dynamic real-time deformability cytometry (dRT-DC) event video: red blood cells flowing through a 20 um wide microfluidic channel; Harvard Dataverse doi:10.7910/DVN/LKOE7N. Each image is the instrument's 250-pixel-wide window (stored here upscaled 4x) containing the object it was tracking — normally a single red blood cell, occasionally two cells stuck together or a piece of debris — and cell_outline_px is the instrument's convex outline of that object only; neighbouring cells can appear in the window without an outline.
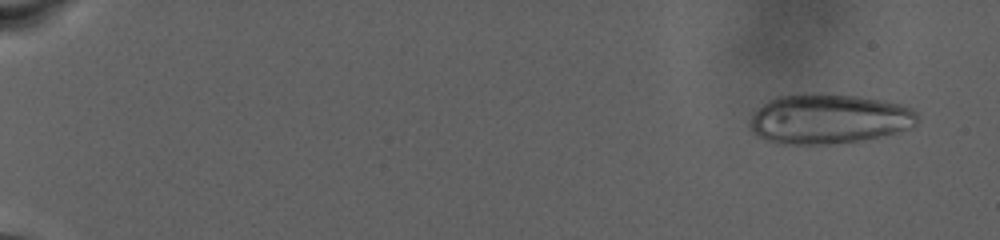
{"species": "human", "species_latin": "Homo sapiens", "temperature_condition": "warm", "stored_images_in_passage": 86, "camera_frame_rate_fps": 3000, "um_per_image_px": 0.085, "donor": {"sex": "male"}, "frame": {"image": 1, "passage_image": 6, "time_ms": 1.667, "image_size_px": [1000, 240], "cell_outline_px": [[920, 120], [912, 128], [864, 140], [840, 144], [776, 144], [764, 140], [752, 132], [752, 116], [768, 100], [776, 96], [860, 96], [884, 100], [900, 104], [912, 108], [916, 112]], "centroid_in_image_um": [70.51, 10.16], "position_along_channel_um": 14.5, "area_um2": 48.03}}
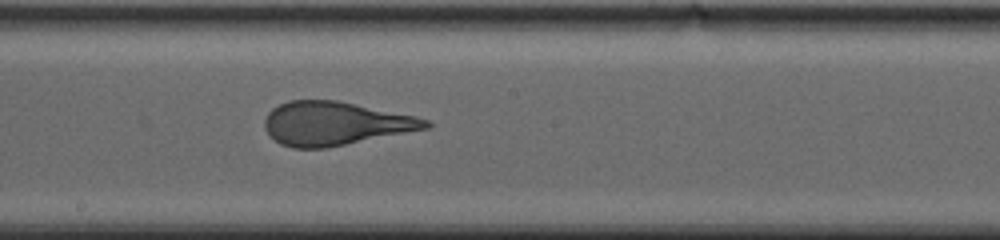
{"frame": {"image": 2, "passage_image": 52, "time_ms": 17.0, "image_size_px": [1000, 240], "cell_outline_px": [[432, 124], [428, 128], [328, 148], [292, 148], [280, 144], [264, 128], [264, 120], [268, 112], [272, 108], [288, 100], [336, 100], [416, 116], [428, 120]], "centroid_in_image_um": [28.46, 10.5], "position_along_channel_um": 219.7, "area_um2": 40.81}}
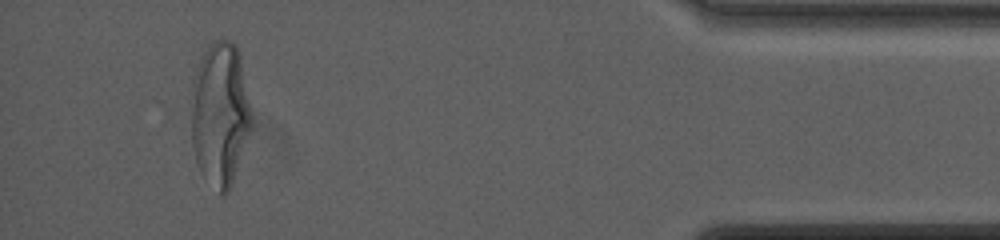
{"frame": {"image": 3, "passage_image": 81, "time_ms": 26.667, "image_size_px": [1000, 240], "cell_outline_px": [[252, 128], [232, 184], [228, 192], [224, 196], [220, 196], [200, 172], [196, 164], [192, 144], [192, 108], [196, 68], [200, 56], [208, 44], [212, 40], [232, 40], [236, 44], [240, 56], [252, 112]], "centroid_in_image_um": [18.73, 9.71], "position_along_channel_um": 416.5, "area_um2": 50.98}, "authors_computed_cell_mechanics": {"area_um2": 46.6157, "velocity_mm_per_s": 2.5358, "shape_relaxation_time_tau1_ms": 10.6962, "shape_relaxation_time_tau2_ms": null, "deformation_change_tau1": 0.2737, "deformation_change_tau2": null}}